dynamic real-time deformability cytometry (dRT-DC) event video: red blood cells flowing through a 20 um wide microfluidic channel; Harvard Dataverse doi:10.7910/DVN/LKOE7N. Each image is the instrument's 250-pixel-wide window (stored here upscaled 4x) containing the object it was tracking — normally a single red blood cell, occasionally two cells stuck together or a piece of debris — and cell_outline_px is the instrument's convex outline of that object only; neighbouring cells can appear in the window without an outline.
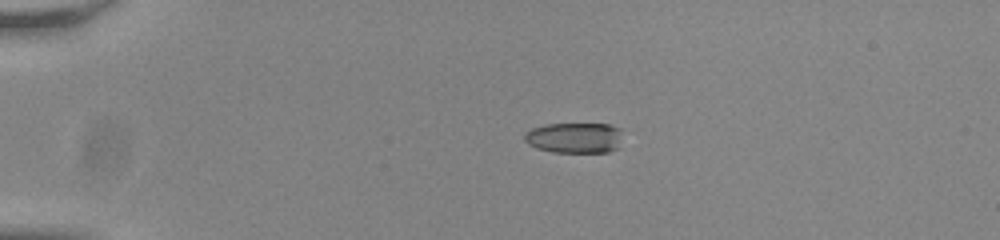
{"species": "common noctule bat (a hibernating species)", "species_latin": "Nyctalus noctula", "temperature_condition": "room temperature", "stored_images_in_passage": 43, "camera_frame_rate_fps": 3000, "um_per_image_px": 0.085, "animal": {"sex": "male", "body_mass_g": 20.0, "forearm_length_mm": 53.3}, "frame": {"image": 1, "passage_image": 1, "time_ms": 0.0, "image_size_px": [1000, 240], "cell_outline_px": [[620, 128], [616, 148], [608, 152], [552, 152], [536, 148], [528, 144], [524, 140], [524, 132], [532, 128], [548, 124], [608, 124]], "centroid_in_image_um": [48.75, 11.71], "position_along_channel_um": 36.2, "area_um2": 17.28}}
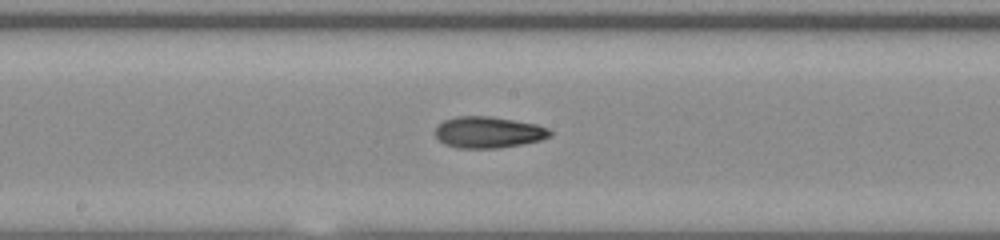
{"frame": {"image": 2, "passage_image": 19, "time_ms": 6.0, "image_size_px": [1000, 240], "cell_outline_px": [[552, 136], [540, 140], [500, 148], [456, 148], [444, 144], [436, 136], [436, 124], [444, 120], [456, 116], [492, 116], [536, 124], [548, 128], [552, 132]], "centroid_in_image_um": [41.5, 11.24], "position_along_channel_um": 206.7, "area_um2": 21.1}}
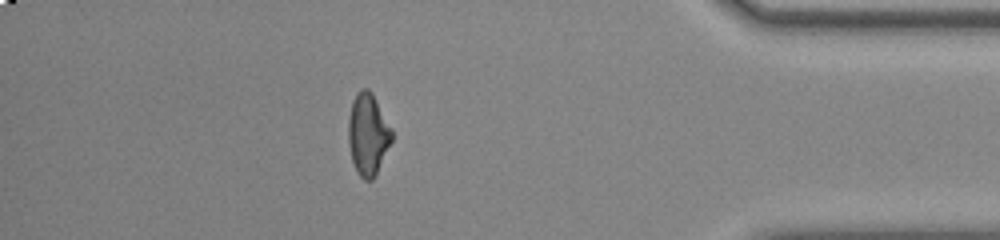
{"frame": {"image": 3, "passage_image": 37, "time_ms": 12.0, "image_size_px": [1000, 240], "cell_outline_px": [[392, 140], [372, 180], [364, 180], [356, 172], [352, 160], [348, 140], [348, 120], [352, 100], [356, 92], [360, 88], [368, 88], [372, 92], [392, 128]], "centroid_in_image_um": [31.26, 11.36], "position_along_channel_um": 403.9, "area_um2": 20.69}, "authors_computed_cell_mechanics": {"area_um2": 20.5768, "velocity_mm_per_s": 3.8361, "shape_relaxation_time_tau1_ms": null, "shape_relaxation_time_tau2_ms": 3.1314, "deformation_change_tau1": null, "deformation_change_tau2": 0.1022}}